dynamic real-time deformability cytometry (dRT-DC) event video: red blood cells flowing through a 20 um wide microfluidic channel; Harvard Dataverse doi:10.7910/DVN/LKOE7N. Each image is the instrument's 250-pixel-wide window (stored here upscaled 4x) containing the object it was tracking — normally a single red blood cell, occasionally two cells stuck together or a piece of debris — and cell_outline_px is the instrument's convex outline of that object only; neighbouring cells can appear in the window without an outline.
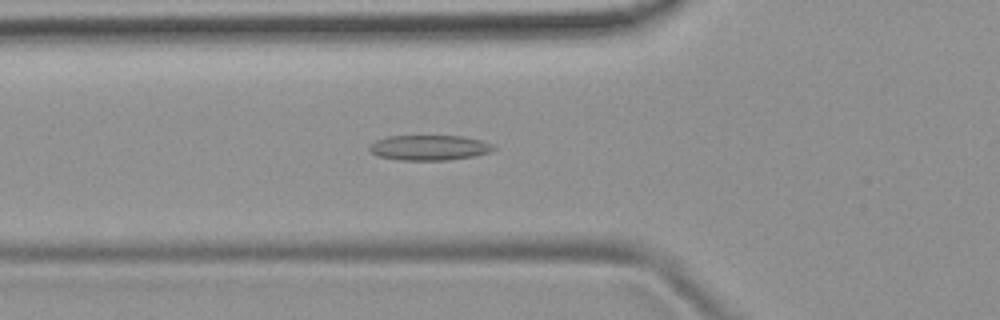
{"species": "common noctule bat (a hibernating species)", "species_latin": "Nyctalus noctula", "temperature_condition": "room temperature", "stored_images_in_passage": 51, "camera_frame_rate_fps": 3000, "um_per_image_px": 0.085, "animal": {"sex": "female", "body_mass_g": 19.9}, "frame": {"image": 1, "passage_image": 17, "time_ms": 5.333, "image_size_px": [1000, 320], "cell_outline_px": [[496, 148], [492, 152], [476, 156], [448, 160], [400, 160], [376, 156], [368, 148], [376, 140], [388, 136], [464, 136], [480, 140], [492, 144]], "centroid_in_image_um": [36.52, 12.56], "position_along_channel_um": 89.3, "area_um2": 18.32}}
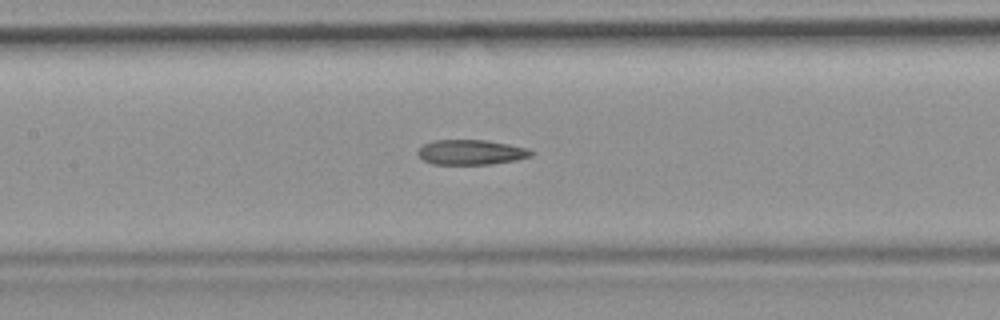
{"frame": {"image": 2, "passage_image": 23, "time_ms": 7.333, "image_size_px": [1000, 320], "cell_outline_px": [[536, 152], [532, 156], [516, 160], [492, 164], [432, 164], [424, 160], [416, 152], [424, 144], [432, 140], [484, 140], [508, 144], [528, 148]], "centroid_in_image_um": [40.07, 12.94], "position_along_channel_um": 167.3, "area_um2": 16.53}}
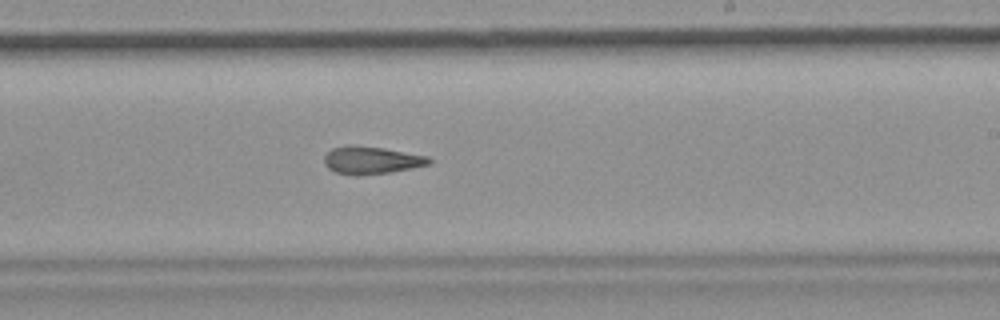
{"frame": {"image": 3, "passage_image": 30, "time_ms": 9.667, "image_size_px": [1000, 320], "cell_outline_px": [[432, 164], [412, 168], [388, 172], [356, 176], [336, 172], [328, 168], [324, 164], [324, 156], [332, 148], [348, 144], [352, 144], [384, 148], [428, 156], [432, 160]], "centroid_in_image_um": [31.56, 13.61], "position_along_channel_um": 257.4, "area_um2": 16.99}, "authors_computed_cell_mechanics": {"area_um2": 17.5134, "velocity_mm_per_s": 3.8832, "shape_relaxation_time_tau1_ms": null, "shape_relaxation_time_tau2_ms": 4.7818, "deformation_change_tau1": null, "deformation_change_tau2": 0.153}}